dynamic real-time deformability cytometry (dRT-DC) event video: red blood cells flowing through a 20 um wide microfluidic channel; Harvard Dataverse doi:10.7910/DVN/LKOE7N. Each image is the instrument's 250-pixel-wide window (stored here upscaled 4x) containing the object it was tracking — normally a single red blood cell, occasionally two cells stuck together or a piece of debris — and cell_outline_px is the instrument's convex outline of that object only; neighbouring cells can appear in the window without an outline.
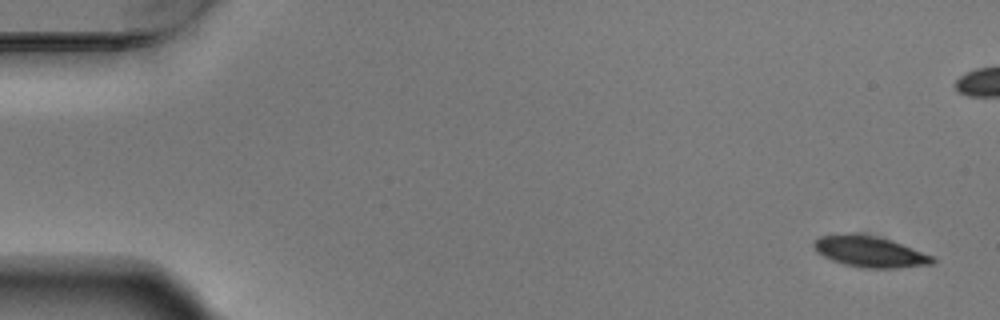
{"species": "Egyptian fruit bat (a non-hibernating species)", "species_latin": "Rousettus aegyptiacus", "temperature_condition": "warm", "stored_images_in_passage": 5, "camera_frame_rate_fps": 3000, "um_per_image_px": 0.085, "animal": {"sex": "male"}, "frame": {"image": 1, "passage_image": 1, "time_ms": 0.0, "image_size_px": [1000, 320], "cell_outline_px": [[936, 260], [932, 264], [896, 268], [860, 268], [844, 264], [832, 260], [816, 252], [812, 244], [820, 236], [852, 232], [876, 236], [892, 240], [932, 256]], "centroid_in_image_um": [73.9, 21.38], "position_along_channel_um": 11.1, "area_um2": 21.5}}
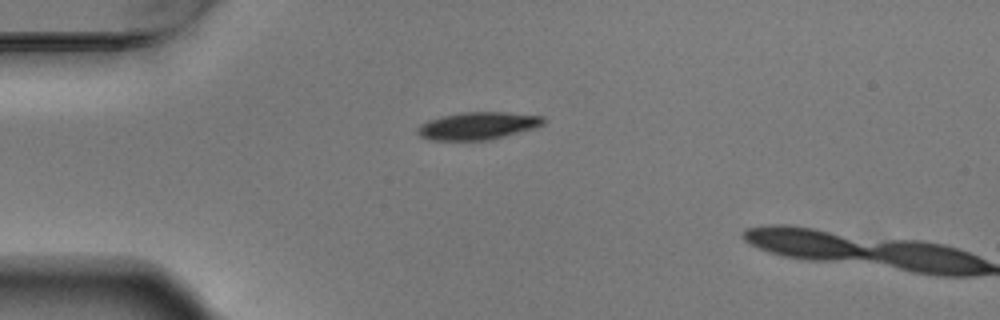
{"frame": {"image": 2, "passage_image": 5, "time_ms": 1.333, "image_size_px": [1000, 320], "cell_outline_px": [[548, 120], [544, 124], [536, 128], [488, 140], [432, 140], [420, 136], [416, 132], [416, 128], [420, 124], [428, 120], [440, 116], [464, 112], [508, 112], [544, 116]], "centroid_in_image_um": [40.64, 10.68], "position_along_channel_um": 44.4, "area_um2": 20.4}}